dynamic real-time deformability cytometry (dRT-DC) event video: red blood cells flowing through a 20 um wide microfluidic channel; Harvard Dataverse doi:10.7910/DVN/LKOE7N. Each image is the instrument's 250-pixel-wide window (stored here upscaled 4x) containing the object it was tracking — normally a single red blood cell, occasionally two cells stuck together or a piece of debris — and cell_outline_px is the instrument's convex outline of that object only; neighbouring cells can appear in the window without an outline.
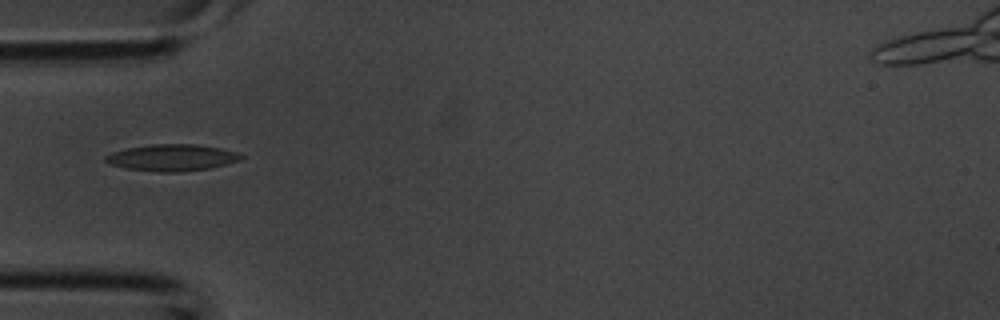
{"species": "common noctule bat (a hibernating species)", "species_latin": "Nyctalus noctula", "temperature_condition": "room temperature", "stored_images_in_passage": 2, "camera_frame_rate_fps": 3000, "um_per_image_px": 0.085, "animal": {"sex": "male", "body_mass_g": 20.1, "forearm_length_mm": 53.5}, "frame": {"image": 1, "passage_image": 2, "time_ms": 0.333, "image_size_px": [1000, 320], "cell_outline_px": [[244, 156], [240, 160], [228, 164], [212, 168], [180, 172], [156, 172], [128, 168], [112, 164], [104, 160], [104, 156], [112, 152], [128, 148], [152, 144], [196, 144], [220, 148], [236, 152]], "centroid_in_image_um": [14.65, 13.4], "position_along_channel_um": 70.3, "area_um2": 20.98}}